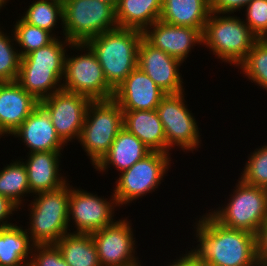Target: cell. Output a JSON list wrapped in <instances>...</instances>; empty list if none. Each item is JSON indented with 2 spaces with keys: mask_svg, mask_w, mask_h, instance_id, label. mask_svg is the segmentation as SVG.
Here are the masks:
<instances>
[{
  "mask_svg": "<svg viewBox=\"0 0 267 266\" xmlns=\"http://www.w3.org/2000/svg\"><path fill=\"white\" fill-rule=\"evenodd\" d=\"M197 247L192 255L202 266H258L256 235L222 226L209 213L194 223Z\"/></svg>",
  "mask_w": 267,
  "mask_h": 266,
  "instance_id": "6da1fadb",
  "label": "cell"
},
{
  "mask_svg": "<svg viewBox=\"0 0 267 266\" xmlns=\"http://www.w3.org/2000/svg\"><path fill=\"white\" fill-rule=\"evenodd\" d=\"M64 39V40H63ZM21 57L17 82L39 102L62 89L66 49L65 37Z\"/></svg>",
  "mask_w": 267,
  "mask_h": 266,
  "instance_id": "7a4b0ae2",
  "label": "cell"
},
{
  "mask_svg": "<svg viewBox=\"0 0 267 266\" xmlns=\"http://www.w3.org/2000/svg\"><path fill=\"white\" fill-rule=\"evenodd\" d=\"M142 38L143 32L140 30L117 27L85 43L94 52L107 83L114 90L137 68Z\"/></svg>",
  "mask_w": 267,
  "mask_h": 266,
  "instance_id": "3957f363",
  "label": "cell"
},
{
  "mask_svg": "<svg viewBox=\"0 0 267 266\" xmlns=\"http://www.w3.org/2000/svg\"><path fill=\"white\" fill-rule=\"evenodd\" d=\"M69 186L66 182L57 189L34 194L28 205L30 227L28 224V229L25 228L34 245L55 244L71 231L68 227Z\"/></svg>",
  "mask_w": 267,
  "mask_h": 266,
  "instance_id": "277c9868",
  "label": "cell"
},
{
  "mask_svg": "<svg viewBox=\"0 0 267 266\" xmlns=\"http://www.w3.org/2000/svg\"><path fill=\"white\" fill-rule=\"evenodd\" d=\"M234 16L211 11L202 34V45L209 48L222 62L237 67L258 38L244 20Z\"/></svg>",
  "mask_w": 267,
  "mask_h": 266,
  "instance_id": "5b68a950",
  "label": "cell"
},
{
  "mask_svg": "<svg viewBox=\"0 0 267 266\" xmlns=\"http://www.w3.org/2000/svg\"><path fill=\"white\" fill-rule=\"evenodd\" d=\"M237 181L229 202L208 213L222 226L256 235L267 222V189Z\"/></svg>",
  "mask_w": 267,
  "mask_h": 266,
  "instance_id": "8992f818",
  "label": "cell"
},
{
  "mask_svg": "<svg viewBox=\"0 0 267 266\" xmlns=\"http://www.w3.org/2000/svg\"><path fill=\"white\" fill-rule=\"evenodd\" d=\"M122 128L123 111L113 98L90 102L78 142L93 166L109 151Z\"/></svg>",
  "mask_w": 267,
  "mask_h": 266,
  "instance_id": "52a82bcc",
  "label": "cell"
},
{
  "mask_svg": "<svg viewBox=\"0 0 267 266\" xmlns=\"http://www.w3.org/2000/svg\"><path fill=\"white\" fill-rule=\"evenodd\" d=\"M118 27L115 6L100 0L63 1V37L71 43L88 40Z\"/></svg>",
  "mask_w": 267,
  "mask_h": 266,
  "instance_id": "ba28073f",
  "label": "cell"
},
{
  "mask_svg": "<svg viewBox=\"0 0 267 266\" xmlns=\"http://www.w3.org/2000/svg\"><path fill=\"white\" fill-rule=\"evenodd\" d=\"M68 48L87 52L73 54L72 57L66 52L62 89L83 95L91 101L112 99L115 90L107 83L91 48L85 43H71Z\"/></svg>",
  "mask_w": 267,
  "mask_h": 266,
  "instance_id": "9c48e42d",
  "label": "cell"
},
{
  "mask_svg": "<svg viewBox=\"0 0 267 266\" xmlns=\"http://www.w3.org/2000/svg\"><path fill=\"white\" fill-rule=\"evenodd\" d=\"M171 159V154L151 152L131 168L121 172L113 190L118 206L154 192L171 167Z\"/></svg>",
  "mask_w": 267,
  "mask_h": 266,
  "instance_id": "30bf717a",
  "label": "cell"
},
{
  "mask_svg": "<svg viewBox=\"0 0 267 266\" xmlns=\"http://www.w3.org/2000/svg\"><path fill=\"white\" fill-rule=\"evenodd\" d=\"M183 93L185 94H166L156 109L166 136L167 154H172L169 151L175 146L192 153L201 146V128L190 109L188 110Z\"/></svg>",
  "mask_w": 267,
  "mask_h": 266,
  "instance_id": "8fae6325",
  "label": "cell"
},
{
  "mask_svg": "<svg viewBox=\"0 0 267 266\" xmlns=\"http://www.w3.org/2000/svg\"><path fill=\"white\" fill-rule=\"evenodd\" d=\"M104 199L97 194L69 186L68 224L74 223L73 233L92 234L112 224L114 208L119 207L114 194ZM108 200V201H107Z\"/></svg>",
  "mask_w": 267,
  "mask_h": 266,
  "instance_id": "7c38bea8",
  "label": "cell"
},
{
  "mask_svg": "<svg viewBox=\"0 0 267 266\" xmlns=\"http://www.w3.org/2000/svg\"><path fill=\"white\" fill-rule=\"evenodd\" d=\"M90 102L83 95L60 89L39 104L48 112L56 134L67 145L79 139Z\"/></svg>",
  "mask_w": 267,
  "mask_h": 266,
  "instance_id": "4fadbf2b",
  "label": "cell"
},
{
  "mask_svg": "<svg viewBox=\"0 0 267 266\" xmlns=\"http://www.w3.org/2000/svg\"><path fill=\"white\" fill-rule=\"evenodd\" d=\"M128 218L119 219L91 234L101 266H141L135 257L136 240Z\"/></svg>",
  "mask_w": 267,
  "mask_h": 266,
  "instance_id": "5bb4252c",
  "label": "cell"
},
{
  "mask_svg": "<svg viewBox=\"0 0 267 266\" xmlns=\"http://www.w3.org/2000/svg\"><path fill=\"white\" fill-rule=\"evenodd\" d=\"M182 62L153 47L142 38L138 48L137 67L146 73L166 94L185 92L179 68Z\"/></svg>",
  "mask_w": 267,
  "mask_h": 266,
  "instance_id": "9a60e30c",
  "label": "cell"
},
{
  "mask_svg": "<svg viewBox=\"0 0 267 266\" xmlns=\"http://www.w3.org/2000/svg\"><path fill=\"white\" fill-rule=\"evenodd\" d=\"M143 38L182 63L186 62L195 44H203L202 33L198 29L176 26L161 20L147 27L143 31Z\"/></svg>",
  "mask_w": 267,
  "mask_h": 266,
  "instance_id": "2e32d148",
  "label": "cell"
},
{
  "mask_svg": "<svg viewBox=\"0 0 267 266\" xmlns=\"http://www.w3.org/2000/svg\"><path fill=\"white\" fill-rule=\"evenodd\" d=\"M166 93L138 67L115 89L113 99L122 111L155 110Z\"/></svg>",
  "mask_w": 267,
  "mask_h": 266,
  "instance_id": "e0dca14e",
  "label": "cell"
},
{
  "mask_svg": "<svg viewBox=\"0 0 267 266\" xmlns=\"http://www.w3.org/2000/svg\"><path fill=\"white\" fill-rule=\"evenodd\" d=\"M12 135L20 138L19 140L29 148L27 154L40 151H63L64 146H67L56 134L48 112L40 104Z\"/></svg>",
  "mask_w": 267,
  "mask_h": 266,
  "instance_id": "ac0fdd59",
  "label": "cell"
},
{
  "mask_svg": "<svg viewBox=\"0 0 267 266\" xmlns=\"http://www.w3.org/2000/svg\"><path fill=\"white\" fill-rule=\"evenodd\" d=\"M38 105L17 81L0 82V133L11 135Z\"/></svg>",
  "mask_w": 267,
  "mask_h": 266,
  "instance_id": "d6986e66",
  "label": "cell"
},
{
  "mask_svg": "<svg viewBox=\"0 0 267 266\" xmlns=\"http://www.w3.org/2000/svg\"><path fill=\"white\" fill-rule=\"evenodd\" d=\"M61 152L40 151L27 155V159L23 163L27 170L32 195L57 189L68 181L67 177L59 172Z\"/></svg>",
  "mask_w": 267,
  "mask_h": 266,
  "instance_id": "ffe728a7",
  "label": "cell"
},
{
  "mask_svg": "<svg viewBox=\"0 0 267 266\" xmlns=\"http://www.w3.org/2000/svg\"><path fill=\"white\" fill-rule=\"evenodd\" d=\"M151 152L141 140L123 127L118 132L109 151L93 168L96 171L105 172L112 165L121 173L131 168L137 161L142 160Z\"/></svg>",
  "mask_w": 267,
  "mask_h": 266,
  "instance_id": "44dd1931",
  "label": "cell"
},
{
  "mask_svg": "<svg viewBox=\"0 0 267 266\" xmlns=\"http://www.w3.org/2000/svg\"><path fill=\"white\" fill-rule=\"evenodd\" d=\"M123 127L152 152L167 153V142L157 110L123 111Z\"/></svg>",
  "mask_w": 267,
  "mask_h": 266,
  "instance_id": "7402d4cb",
  "label": "cell"
},
{
  "mask_svg": "<svg viewBox=\"0 0 267 266\" xmlns=\"http://www.w3.org/2000/svg\"><path fill=\"white\" fill-rule=\"evenodd\" d=\"M211 13L210 0H162L159 20L198 29L202 34Z\"/></svg>",
  "mask_w": 267,
  "mask_h": 266,
  "instance_id": "603a6c76",
  "label": "cell"
},
{
  "mask_svg": "<svg viewBox=\"0 0 267 266\" xmlns=\"http://www.w3.org/2000/svg\"><path fill=\"white\" fill-rule=\"evenodd\" d=\"M115 9L118 27L143 32L159 20L162 0H119Z\"/></svg>",
  "mask_w": 267,
  "mask_h": 266,
  "instance_id": "cb8c5ba5",
  "label": "cell"
},
{
  "mask_svg": "<svg viewBox=\"0 0 267 266\" xmlns=\"http://www.w3.org/2000/svg\"><path fill=\"white\" fill-rule=\"evenodd\" d=\"M33 246L23 227L0 228V266H28Z\"/></svg>",
  "mask_w": 267,
  "mask_h": 266,
  "instance_id": "d4e9b609",
  "label": "cell"
},
{
  "mask_svg": "<svg viewBox=\"0 0 267 266\" xmlns=\"http://www.w3.org/2000/svg\"><path fill=\"white\" fill-rule=\"evenodd\" d=\"M55 245L69 266H101L91 234L69 232Z\"/></svg>",
  "mask_w": 267,
  "mask_h": 266,
  "instance_id": "484cf974",
  "label": "cell"
},
{
  "mask_svg": "<svg viewBox=\"0 0 267 266\" xmlns=\"http://www.w3.org/2000/svg\"><path fill=\"white\" fill-rule=\"evenodd\" d=\"M22 159H15L0 170V195L8 197L18 207L24 205V196L31 195L28 174Z\"/></svg>",
  "mask_w": 267,
  "mask_h": 266,
  "instance_id": "4316f807",
  "label": "cell"
},
{
  "mask_svg": "<svg viewBox=\"0 0 267 266\" xmlns=\"http://www.w3.org/2000/svg\"><path fill=\"white\" fill-rule=\"evenodd\" d=\"M21 18L28 24L44 29L57 38L53 30L58 28L56 27L58 21L63 25V2L37 0L29 5Z\"/></svg>",
  "mask_w": 267,
  "mask_h": 266,
  "instance_id": "83f0119b",
  "label": "cell"
},
{
  "mask_svg": "<svg viewBox=\"0 0 267 266\" xmlns=\"http://www.w3.org/2000/svg\"><path fill=\"white\" fill-rule=\"evenodd\" d=\"M237 67L247 79L267 91V38L257 39L246 58Z\"/></svg>",
  "mask_w": 267,
  "mask_h": 266,
  "instance_id": "f1b7e54d",
  "label": "cell"
},
{
  "mask_svg": "<svg viewBox=\"0 0 267 266\" xmlns=\"http://www.w3.org/2000/svg\"><path fill=\"white\" fill-rule=\"evenodd\" d=\"M13 30L15 45L20 47L21 57L51 43L55 37L48 31L25 22L21 17L16 21Z\"/></svg>",
  "mask_w": 267,
  "mask_h": 266,
  "instance_id": "f546056e",
  "label": "cell"
},
{
  "mask_svg": "<svg viewBox=\"0 0 267 266\" xmlns=\"http://www.w3.org/2000/svg\"><path fill=\"white\" fill-rule=\"evenodd\" d=\"M0 28V82H15L19 75L21 56L15 48V37L12 31V36Z\"/></svg>",
  "mask_w": 267,
  "mask_h": 266,
  "instance_id": "4dcf8cb0",
  "label": "cell"
},
{
  "mask_svg": "<svg viewBox=\"0 0 267 266\" xmlns=\"http://www.w3.org/2000/svg\"><path fill=\"white\" fill-rule=\"evenodd\" d=\"M244 166L239 178L246 184L267 189V145L256 148Z\"/></svg>",
  "mask_w": 267,
  "mask_h": 266,
  "instance_id": "1f68e13d",
  "label": "cell"
},
{
  "mask_svg": "<svg viewBox=\"0 0 267 266\" xmlns=\"http://www.w3.org/2000/svg\"><path fill=\"white\" fill-rule=\"evenodd\" d=\"M245 23L258 38H267V0H254L245 6Z\"/></svg>",
  "mask_w": 267,
  "mask_h": 266,
  "instance_id": "d6a6232c",
  "label": "cell"
},
{
  "mask_svg": "<svg viewBox=\"0 0 267 266\" xmlns=\"http://www.w3.org/2000/svg\"><path fill=\"white\" fill-rule=\"evenodd\" d=\"M28 266H69L55 244L34 245Z\"/></svg>",
  "mask_w": 267,
  "mask_h": 266,
  "instance_id": "836d02e7",
  "label": "cell"
},
{
  "mask_svg": "<svg viewBox=\"0 0 267 266\" xmlns=\"http://www.w3.org/2000/svg\"><path fill=\"white\" fill-rule=\"evenodd\" d=\"M254 0H210L211 11L216 13H230L238 12ZM258 1V0H257Z\"/></svg>",
  "mask_w": 267,
  "mask_h": 266,
  "instance_id": "e575fe53",
  "label": "cell"
},
{
  "mask_svg": "<svg viewBox=\"0 0 267 266\" xmlns=\"http://www.w3.org/2000/svg\"><path fill=\"white\" fill-rule=\"evenodd\" d=\"M17 209H19V211L20 209L22 210V208L18 207L8 197L0 195V228L14 225V223H8V220L10 219L9 217L15 213V211H18Z\"/></svg>",
  "mask_w": 267,
  "mask_h": 266,
  "instance_id": "d590c367",
  "label": "cell"
},
{
  "mask_svg": "<svg viewBox=\"0 0 267 266\" xmlns=\"http://www.w3.org/2000/svg\"><path fill=\"white\" fill-rule=\"evenodd\" d=\"M257 260L260 266H267V222L256 234Z\"/></svg>",
  "mask_w": 267,
  "mask_h": 266,
  "instance_id": "8d00e7d4",
  "label": "cell"
},
{
  "mask_svg": "<svg viewBox=\"0 0 267 266\" xmlns=\"http://www.w3.org/2000/svg\"><path fill=\"white\" fill-rule=\"evenodd\" d=\"M182 254L179 259H175L172 263L170 262L167 266H202L196 258L192 255V250Z\"/></svg>",
  "mask_w": 267,
  "mask_h": 266,
  "instance_id": "74e56055",
  "label": "cell"
},
{
  "mask_svg": "<svg viewBox=\"0 0 267 266\" xmlns=\"http://www.w3.org/2000/svg\"><path fill=\"white\" fill-rule=\"evenodd\" d=\"M100 1H104V2L110 3V4L114 5L115 7L119 2V0H100Z\"/></svg>",
  "mask_w": 267,
  "mask_h": 266,
  "instance_id": "f35d334b",
  "label": "cell"
},
{
  "mask_svg": "<svg viewBox=\"0 0 267 266\" xmlns=\"http://www.w3.org/2000/svg\"><path fill=\"white\" fill-rule=\"evenodd\" d=\"M8 1L9 0H0V10L3 6L5 7V5H7L6 3H8Z\"/></svg>",
  "mask_w": 267,
  "mask_h": 266,
  "instance_id": "ab89813d",
  "label": "cell"
}]
</instances>
